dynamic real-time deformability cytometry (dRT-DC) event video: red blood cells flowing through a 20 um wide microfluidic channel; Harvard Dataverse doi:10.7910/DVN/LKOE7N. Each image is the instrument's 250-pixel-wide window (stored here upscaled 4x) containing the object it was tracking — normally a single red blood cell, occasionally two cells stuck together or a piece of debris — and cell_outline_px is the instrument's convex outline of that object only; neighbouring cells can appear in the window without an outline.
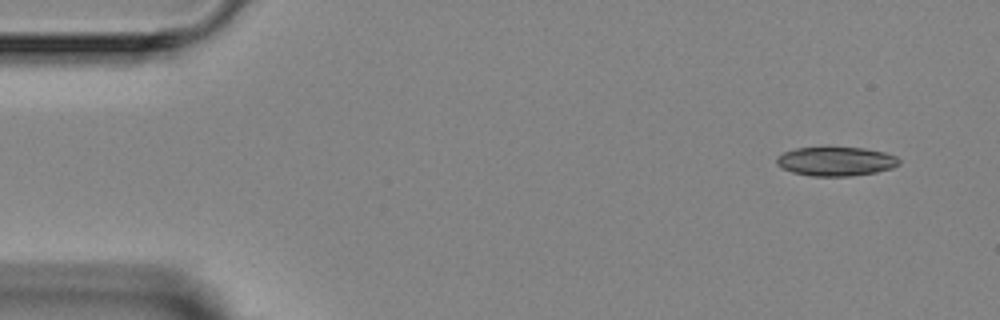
{"species": "Egyptian fruit bat (a non-hibernating species)", "species_latin": "Rousettus aegyptiacus", "temperature_condition": "room temperature", "stored_images_in_passage": 3, "camera_frame_rate_fps": 3000, "um_per_image_px": 0.085, "animal": {"sex": "female"}, "frame": {"image": 1, "passage_image": 1, "time_ms": 0.0, "image_size_px": [1000, 320], "cell_outline_px": [[900, 164], [892, 168], [876, 172], [852, 176], [812, 176], [792, 172], [780, 168], [776, 164], [776, 156], [784, 152], [796, 148], [864, 148], [884, 152], [896, 156], [900, 160]], "centroid_in_image_um": [71.03, 13.72], "position_along_channel_um": 14.0, "area_um2": 20.75}}